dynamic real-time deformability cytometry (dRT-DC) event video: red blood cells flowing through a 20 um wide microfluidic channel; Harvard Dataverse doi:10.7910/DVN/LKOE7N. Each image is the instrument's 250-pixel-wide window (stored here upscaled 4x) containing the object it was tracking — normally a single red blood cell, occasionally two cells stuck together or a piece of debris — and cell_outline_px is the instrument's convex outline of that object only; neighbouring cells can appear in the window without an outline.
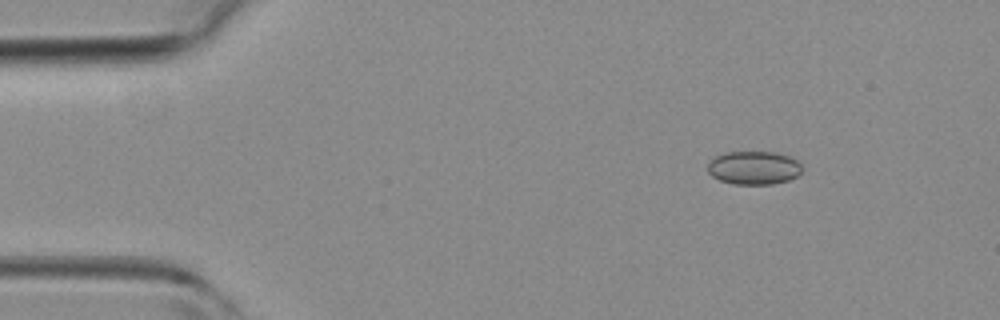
{"species": "common noctule bat (a hibernating species)", "species_latin": "Nyctalus noctula", "temperature_condition": "room temperature", "stored_images_in_passage": 38, "camera_frame_rate_fps": 3000, "um_per_image_px": 0.085, "animal": {"sex": "female", "body_mass_g": 19.3, "forearm_length_mm": 54.1}, "frame": {"image": 1, "passage_image": 1, "time_ms": 0.0, "image_size_px": [1000, 320], "cell_outline_px": [[800, 172], [796, 176], [788, 180], [772, 184], [732, 184], [720, 180], [712, 176], [708, 172], [708, 164], [716, 156], [724, 152], [776, 152], [788, 156], [796, 160], [800, 164]], "centroid_in_image_um": [64.05, 14.26], "position_along_channel_um": 21.0, "area_um2": 18.21}}
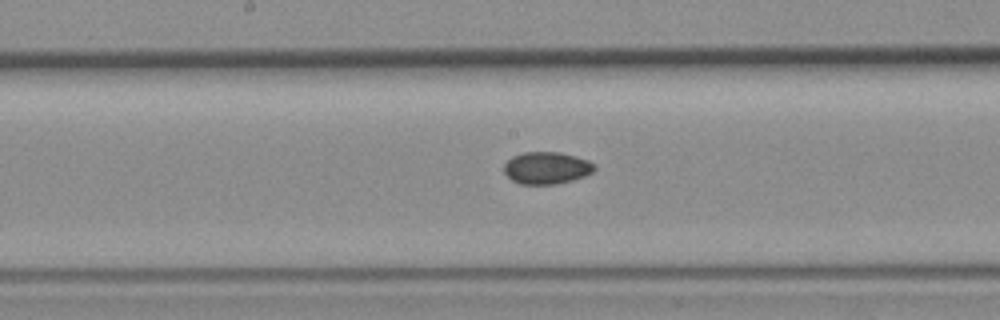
{"frame": {"image": 2, "passage_image": 17, "time_ms": 5.333, "image_size_px": [1000, 320], "cell_outline_px": [[596, 168], [592, 172], [584, 176], [572, 180], [556, 184], [520, 184], [512, 180], [504, 172], [504, 164], [512, 156], [524, 152], [560, 152], [576, 156], [588, 160], [596, 164]], "centroid_in_image_um": [46.47, 14.27], "position_along_channel_um": 201.7, "area_um2": 16.99}}
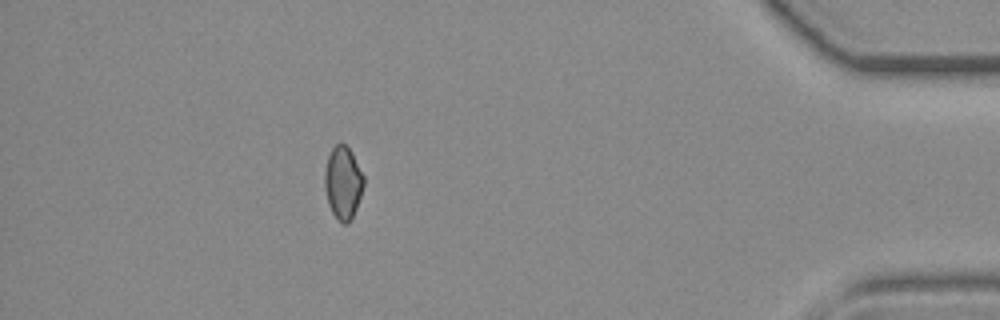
{"frame": {"image": 3, "passage_image": 33, "time_ms": 10.667, "image_size_px": [1000, 320], "cell_outline_px": [[364, 184], [356, 208], [348, 224], [344, 224], [332, 212], [328, 204], [324, 188], [324, 172], [328, 156], [332, 148], [336, 144], [344, 144], [352, 152], [364, 176]], "centroid_in_image_um": [29.14, 15.51], "position_along_channel_um": 406.1, "area_um2": 16.42}}